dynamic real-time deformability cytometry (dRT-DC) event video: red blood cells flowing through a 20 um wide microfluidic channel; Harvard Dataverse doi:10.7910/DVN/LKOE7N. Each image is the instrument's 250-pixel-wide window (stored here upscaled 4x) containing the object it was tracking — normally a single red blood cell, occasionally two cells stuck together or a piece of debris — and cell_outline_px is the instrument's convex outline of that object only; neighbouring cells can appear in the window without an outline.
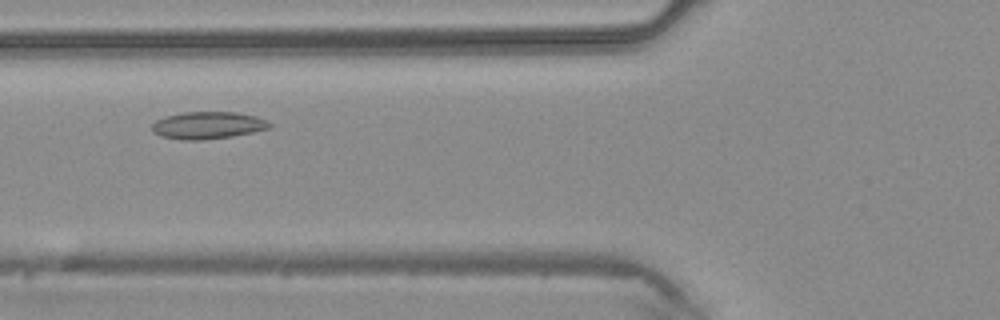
{"species": "common noctule bat (a hibernating species)", "species_latin": "Nyctalus noctula", "temperature_condition": "warm", "stored_images_in_passage": 37, "camera_frame_rate_fps": 3000, "um_per_image_px": 0.085, "animal": {"sex": "male", "body_mass_g": 20.4}, "frame": {"image": 1, "passage_image": 10, "time_ms": 3.0, "image_size_px": [1000, 320], "cell_outline_px": [[272, 128], [232, 136], [200, 140], [180, 140], [160, 136], [152, 128], [152, 124], [156, 120], [164, 116], [184, 112], [236, 112], [252, 116], [264, 120], [272, 124]], "centroid_in_image_um": [17.64, 10.65], "position_along_channel_um": 108.2, "area_um2": 18.5}}
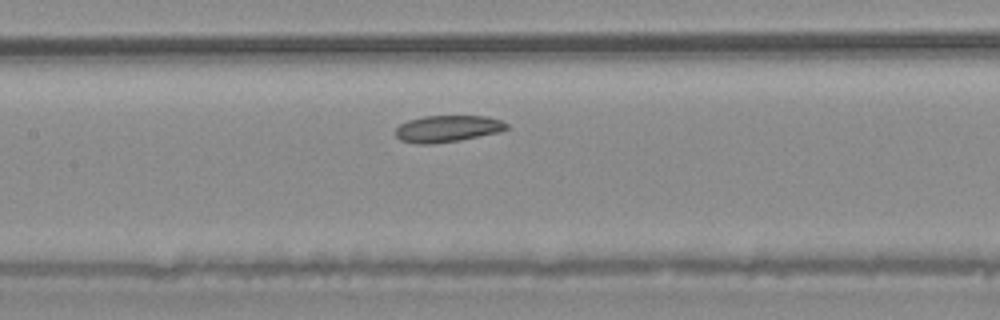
{"frame": {"image": 2, "passage_image": 14, "time_ms": 4.333, "image_size_px": [1000, 320], "cell_outline_px": [[508, 128], [500, 132], [460, 140], [432, 144], [416, 144], [400, 140], [396, 136], [396, 128], [400, 124], [408, 120], [424, 116], [488, 116], [500, 120], [508, 124]], "centroid_in_image_um": [38.04, 10.94], "position_along_channel_um": 169.4, "area_um2": 17.34}}
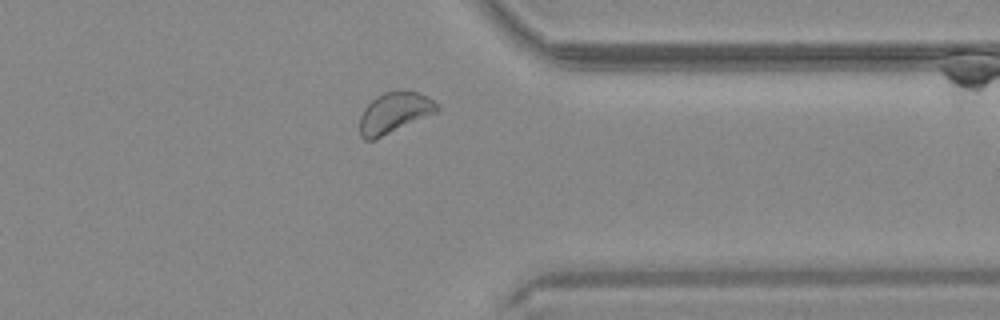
{"frame": {"image": 3, "passage_image": 28, "time_ms": 9.0, "image_size_px": [1000, 320], "cell_outline_px": [[440, 108], [436, 112], [376, 140], [364, 140], [360, 136], [360, 116], [364, 108], [376, 96], [384, 92], [396, 88], [400, 88], [416, 92], [428, 96], [440, 104]], "centroid_in_image_um": [33.53, 9.56], "position_along_channel_um": 377.9, "area_um2": 18.84}}